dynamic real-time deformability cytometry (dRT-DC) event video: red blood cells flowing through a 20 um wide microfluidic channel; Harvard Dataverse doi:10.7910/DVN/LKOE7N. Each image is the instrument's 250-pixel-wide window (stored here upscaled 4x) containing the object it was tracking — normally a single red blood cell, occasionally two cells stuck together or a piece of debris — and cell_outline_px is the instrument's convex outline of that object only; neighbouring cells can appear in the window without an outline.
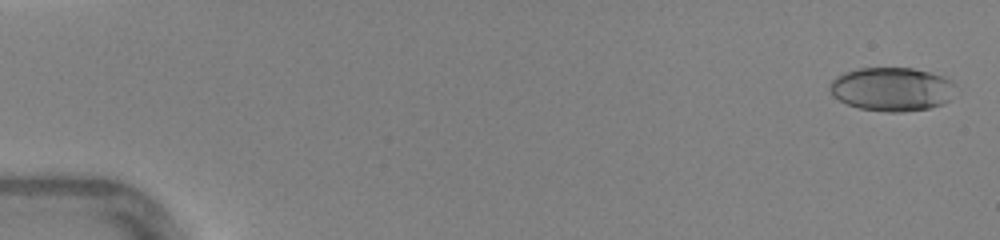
{"species": "human", "species_latin": "Homo sapiens", "temperature_condition": "warm", "stored_images_in_passage": 47, "camera_frame_rate_fps": 3000, "um_per_image_px": 0.085, "donor": {"sex": "female"}, "frame": {"image": 1, "passage_image": 2, "time_ms": 0.333, "image_size_px": [1000, 240], "cell_outline_px": [[956, 84], [948, 100], [940, 104], [928, 108], [904, 112], [888, 112], [860, 108], [848, 104], [832, 96], [828, 88], [832, 80], [836, 76], [844, 72], [860, 68], [912, 68], [944, 76], [952, 80]], "centroid_in_image_um": [75.78, 7.57], "position_along_channel_um": 9.2, "area_um2": 31.96}}
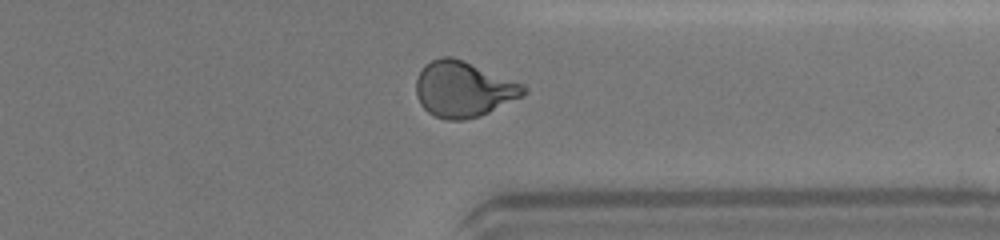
{"frame": {"image": 2, "passage_image": 37, "time_ms": 12.0, "image_size_px": [1000, 240], "cell_outline_px": [[528, 92], [524, 96], [480, 116], [464, 120], [448, 120], [436, 116], [428, 112], [420, 104], [416, 96], [416, 80], [424, 64], [440, 56], [452, 56], [464, 60], [524, 84], [528, 88]], "centroid_in_image_um": [39.41, 7.57], "position_along_channel_um": 372.0, "area_um2": 35.2}}
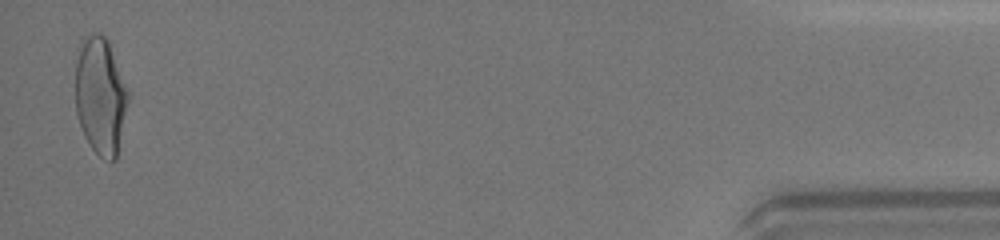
{"frame": {"image": 3, "passage_image": 46, "time_ms": 15.0, "image_size_px": [1000, 240], "cell_outline_px": [[128, 100], [116, 160], [104, 160], [92, 148], [84, 136], [76, 112], [76, 60], [80, 40], [84, 32], [100, 32], [108, 40], [128, 92]], "centroid_in_image_um": [8.51, 8.08], "position_along_channel_um": 426.7, "area_um2": 36.07}, "authors_computed_cell_mechanics": {"area_um2": 33.7552, "velocity_mm_per_s": 4.4274, "shape_relaxation_time_tau1_ms": 4.6138, "shape_relaxation_time_tau2_ms": 0.9507, "deformation_change_tau1": 0.1906, "deformation_change_tau2": 0.0681}}